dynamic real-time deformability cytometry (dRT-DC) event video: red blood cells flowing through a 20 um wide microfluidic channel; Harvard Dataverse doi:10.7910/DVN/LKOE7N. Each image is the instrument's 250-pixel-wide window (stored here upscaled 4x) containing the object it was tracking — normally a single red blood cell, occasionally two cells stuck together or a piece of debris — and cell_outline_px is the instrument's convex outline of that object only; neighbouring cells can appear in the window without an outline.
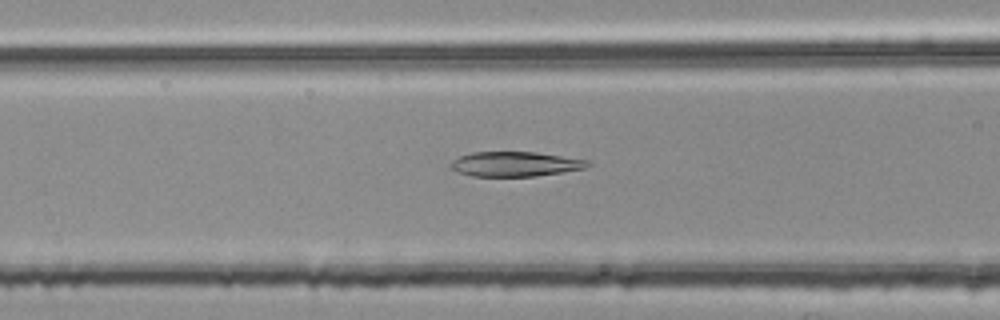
{"species": "common noctule bat (a hibernating species)", "species_latin": "Nyctalus noctula", "temperature_condition": "room temperature", "stored_images_in_passage": 43, "camera_frame_rate_fps": 3000, "um_per_image_px": 0.085, "animal": {"sex": "female", "body_mass_g": 25.1}, "frame": {"image": 1, "passage_image": 11, "time_ms": 3.333, "image_size_px": [1000, 320], "cell_outline_px": [[592, 164], [584, 168], [536, 176], [472, 176], [456, 172], [452, 168], [452, 160], [460, 156], [472, 152], [536, 152], [592, 160]], "centroid_in_image_um": [43.83, 13.94], "position_along_channel_um": 122.8, "area_um2": 19.77}}
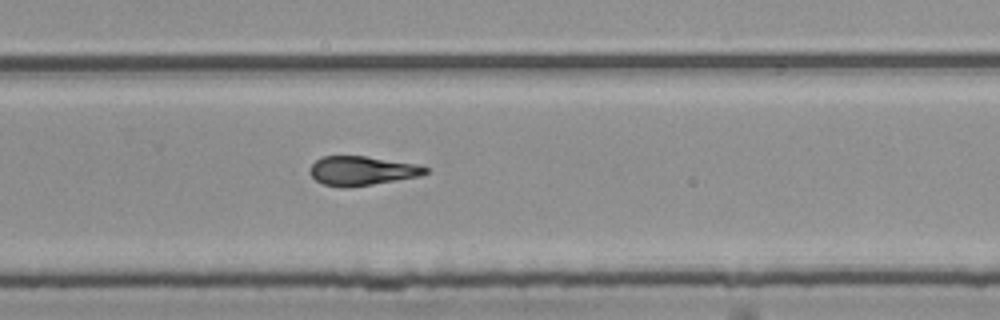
{"frame": {"image": 2, "passage_image": 25, "time_ms": 8.0, "image_size_px": [1000, 320], "cell_outline_px": [[428, 172], [420, 176], [372, 184], [344, 188], [324, 184], [316, 180], [308, 172], [312, 164], [320, 156], [364, 156], [420, 164], [428, 168]], "centroid_in_image_um": [30.76, 14.5], "position_along_channel_um": 299.0, "area_um2": 19.65}}
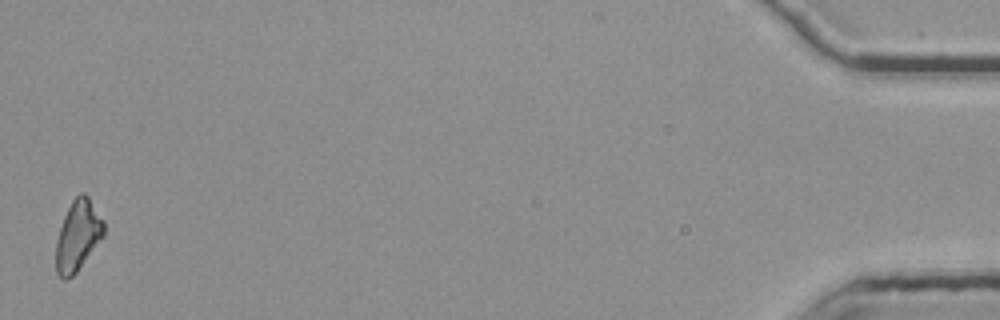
{"frame": {"image": 3, "passage_image": 43, "time_ms": 14.0, "image_size_px": [1000, 320], "cell_outline_px": [[104, 236], [76, 272], [72, 276], [64, 280], [56, 272], [56, 240], [64, 216], [72, 200], [80, 192], [84, 192], [88, 196], [104, 220]], "centroid_in_image_um": [6.62, 20.01], "position_along_channel_um": 428.6, "area_um2": 19.59}, "authors_computed_cell_mechanics": {"area_um2": 19.941, "velocity_mm_per_s": 3.7783, "shape_relaxation_time_tau1_ms": null, "shape_relaxation_time_tau2_ms": 5.5102, "deformation_change_tau1": null, "deformation_change_tau2": 0.1224}}